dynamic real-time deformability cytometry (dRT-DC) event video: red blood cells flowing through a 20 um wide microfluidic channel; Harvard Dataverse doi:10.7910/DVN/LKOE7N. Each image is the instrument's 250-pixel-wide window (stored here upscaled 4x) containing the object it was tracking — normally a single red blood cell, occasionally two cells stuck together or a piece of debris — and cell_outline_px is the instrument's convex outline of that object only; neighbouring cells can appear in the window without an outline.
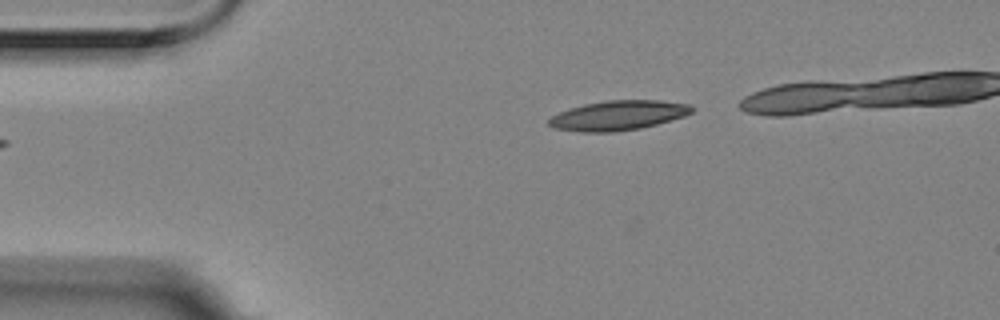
{"species": "Egyptian fruit bat (a non-hibernating species)", "species_latin": "Rousettus aegyptiacus", "temperature_condition": "room temperature", "stored_images_in_passage": 2, "camera_frame_rate_fps": 3000, "um_per_image_px": 0.085, "animal": {"sex": "female"}, "frame": {"image": 1, "passage_image": 2, "time_ms": 0.333, "image_size_px": [1000, 320], "cell_outline_px": [[692, 112], [684, 116], [656, 124], [640, 128], [612, 132], [580, 132], [556, 128], [548, 124], [548, 120], [552, 116], [568, 108], [584, 104], [608, 100], [660, 100], [688, 104], [692, 108]], "centroid_in_image_um": [52.52, 9.8], "position_along_channel_um": 32.5, "area_um2": 24.51}}